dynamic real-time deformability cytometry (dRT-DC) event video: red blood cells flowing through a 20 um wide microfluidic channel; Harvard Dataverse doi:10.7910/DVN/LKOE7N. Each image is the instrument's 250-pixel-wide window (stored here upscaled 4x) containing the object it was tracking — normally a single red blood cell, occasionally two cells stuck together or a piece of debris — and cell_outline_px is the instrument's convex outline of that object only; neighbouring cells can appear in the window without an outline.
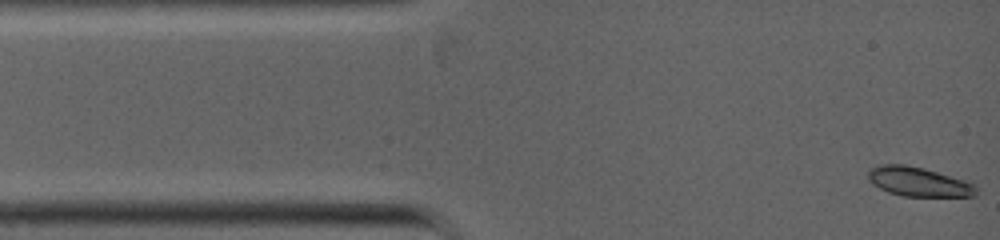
{"species": "common noctule bat (a hibernating species)", "species_latin": "Nyctalus noctula", "temperature_condition": "warm", "stored_images_in_passage": 53, "camera_frame_rate_fps": 5000, "um_per_image_px": 0.085, "animal": {"sex": "female", "body_mass_g": 19.0, "forearm_length_mm": 53.3}, "frame": {"image": 1, "passage_image": 1, "time_ms": 0.0, "image_size_px": [1000, 240], "cell_outline_px": [[976, 196], [900, 196], [888, 192], [872, 184], [868, 180], [868, 168], [880, 164], [904, 164], [924, 168], [964, 180], [976, 184]], "centroid_in_image_um": [78.03, 15.44], "position_along_channel_um": 7.0, "area_um2": 18.55}}
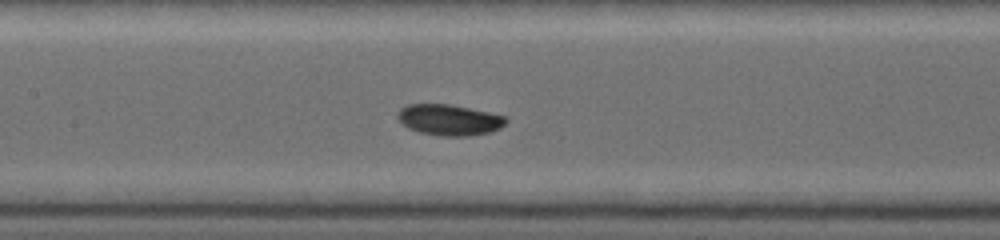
{"frame": {"image": 2, "passage_image": 23, "time_ms": 4.6, "image_size_px": [1000, 240], "cell_outline_px": [[508, 120], [500, 128], [492, 132], [468, 136], [440, 136], [420, 132], [408, 128], [396, 116], [396, 112], [400, 108], [408, 104], [448, 104], [488, 112], [504, 116]], "centroid_in_image_um": [38.17, 10.19], "position_along_channel_um": 169.2, "area_um2": 19.48}}
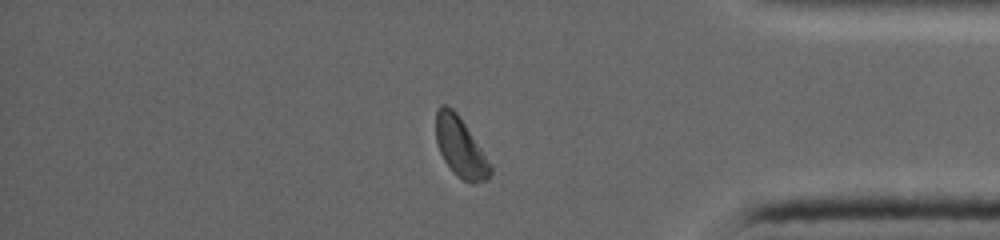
{"frame": {"image": 3, "passage_image": 44, "time_ms": 9.6, "image_size_px": [1000, 240], "cell_outline_px": [[492, 172], [484, 180], [472, 184], [464, 180], [452, 172], [444, 160], [440, 152], [436, 140], [436, 112], [440, 104], [444, 104], [452, 108], [456, 112], [480, 148], [492, 168]], "centroid_in_image_um": [39.09, 12.51], "position_along_channel_um": 396.1, "area_um2": 18.38}}